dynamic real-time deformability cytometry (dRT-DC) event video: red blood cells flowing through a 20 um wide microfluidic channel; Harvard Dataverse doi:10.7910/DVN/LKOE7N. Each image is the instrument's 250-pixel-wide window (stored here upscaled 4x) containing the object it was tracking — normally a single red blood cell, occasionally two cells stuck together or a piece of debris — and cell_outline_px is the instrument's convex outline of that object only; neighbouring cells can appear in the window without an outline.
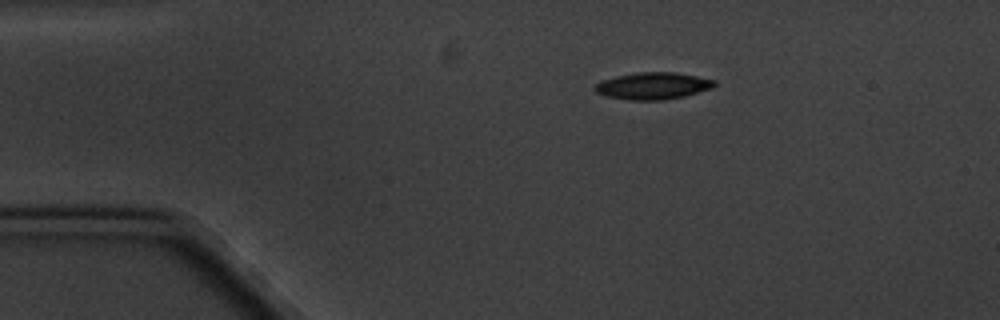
{"species": "common noctule bat (a hibernating species)", "species_latin": "Nyctalus noctula", "temperature_condition": "cold", "stored_images_in_passage": 5, "camera_frame_rate_fps": 3000, "um_per_image_px": 0.085, "animal": {"sex": "male", "body_mass_g": 20.1, "forearm_length_mm": 53.5}, "frame": {"image": 1, "passage_image": 1, "time_ms": 0.0, "image_size_px": [1000, 320], "cell_outline_px": [[716, 84], [712, 88], [684, 96], [664, 100], [628, 100], [608, 96], [596, 92], [592, 88], [596, 84], [604, 80], [616, 76], [636, 72], [676, 72], [716, 80]], "centroid_in_image_um": [55.51, 7.29], "position_along_channel_um": 29.5, "area_um2": 18.73}}
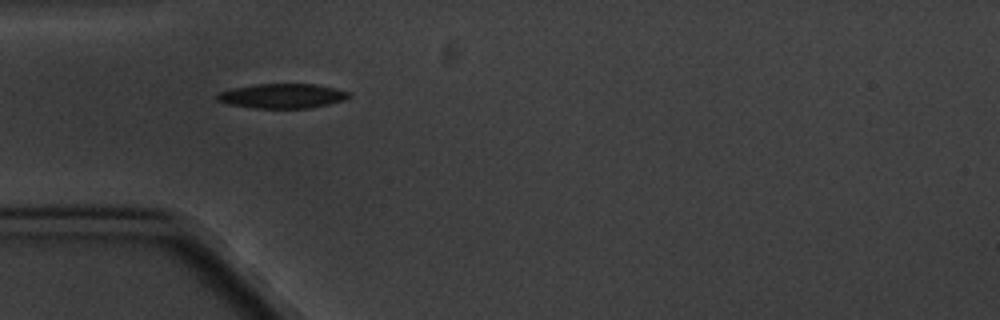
{"frame": {"image": 2, "passage_image": 3, "time_ms": 2.333, "image_size_px": [1000, 320], "cell_outline_px": [[352, 96], [344, 100], [312, 108], [252, 108], [228, 104], [216, 100], [216, 96], [220, 92], [232, 88], [256, 84], [316, 84], [348, 92]], "centroid_in_image_um": [23.97, 8.16], "position_along_channel_um": 61.0, "area_um2": 18.84}}